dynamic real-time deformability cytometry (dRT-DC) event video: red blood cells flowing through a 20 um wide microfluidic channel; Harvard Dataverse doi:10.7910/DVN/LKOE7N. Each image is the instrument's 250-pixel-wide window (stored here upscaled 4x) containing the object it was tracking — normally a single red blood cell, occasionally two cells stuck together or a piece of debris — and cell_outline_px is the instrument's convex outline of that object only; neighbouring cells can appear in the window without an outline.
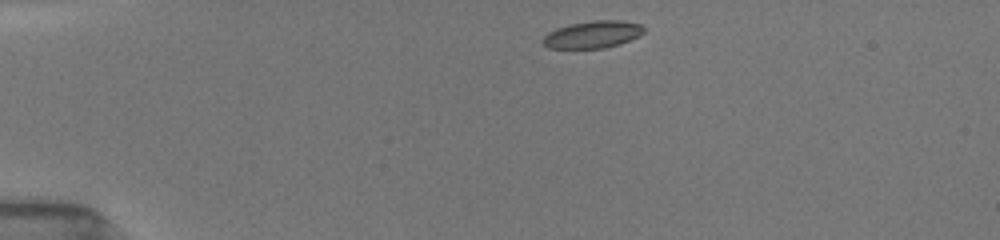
{"species": "common noctule bat (a hibernating species)", "species_latin": "Nyctalus noctula", "temperature_condition": "room temperature", "stored_images_in_passage": 83, "camera_frame_rate_fps": 3000, "um_per_image_px": 0.085, "animal": {"sex": "female", "body_mass_g": 19.5, "forearm_length_mm": 54.1}, "frame": {"image": 1, "passage_image": 1, "time_ms": 0.0, "image_size_px": [1000, 240], "cell_outline_px": [[644, 32], [640, 36], [620, 44], [604, 48], [548, 48], [540, 40], [548, 32], [556, 28], [572, 24], [592, 20], [620, 20], [640, 24], [644, 28]], "centroid_in_image_um": [50.38, 2.93], "position_along_channel_um": 34.6, "area_um2": 16.07}}
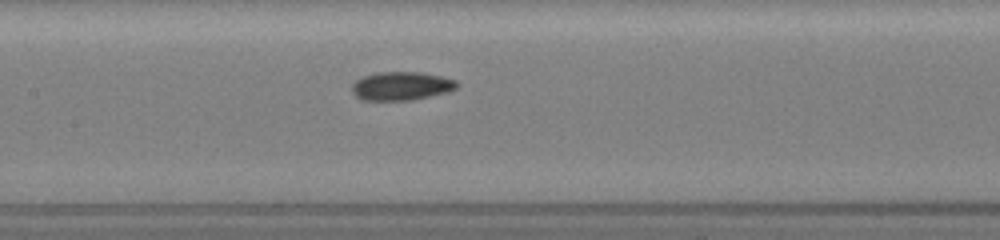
{"frame": {"image": 2, "passage_image": 26, "time_ms": 5.0, "image_size_px": [1000, 240], "cell_outline_px": [[460, 84], [456, 88], [448, 92], [412, 100], [360, 100], [352, 92], [352, 84], [356, 80], [364, 76], [376, 72], [420, 72], [440, 76], [456, 80]], "centroid_in_image_um": [34.11, 7.31], "position_along_channel_um": 173.3, "area_um2": 17.51}}
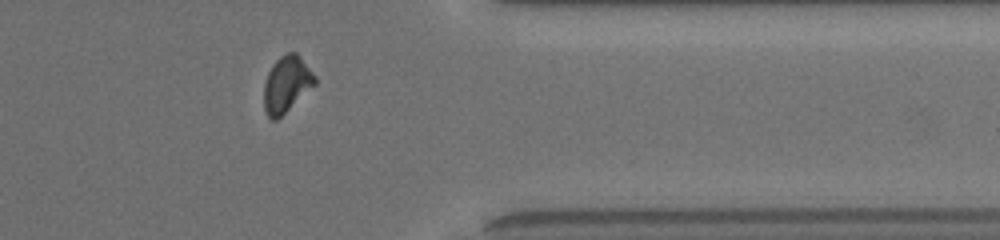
{"frame": {"image": 3, "passage_image": 62, "time_ms": 10.667, "image_size_px": [1000, 240], "cell_outline_px": [[316, 84], [276, 120], [272, 120], [268, 116], [264, 108], [264, 84], [268, 72], [272, 64], [280, 56], [288, 52], [296, 52], [300, 56], [316, 76]], "centroid_in_image_um": [24.36, 7.13], "position_along_channel_um": 387.0, "area_um2": 16.59}}